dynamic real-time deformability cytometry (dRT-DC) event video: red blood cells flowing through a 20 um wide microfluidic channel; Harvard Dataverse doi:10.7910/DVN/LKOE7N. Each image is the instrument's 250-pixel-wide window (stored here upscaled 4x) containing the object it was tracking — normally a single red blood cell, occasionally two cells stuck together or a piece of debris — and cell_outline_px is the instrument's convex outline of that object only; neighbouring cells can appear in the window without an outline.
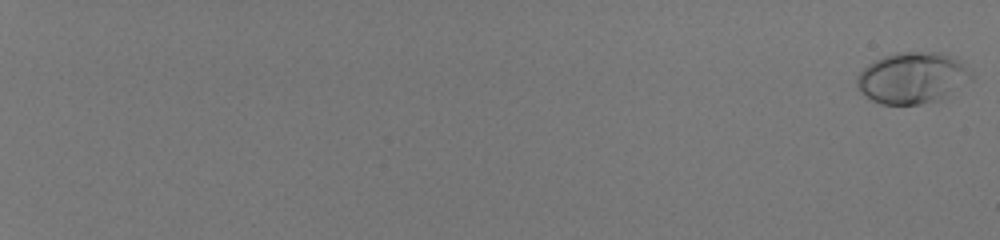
{"species": "human", "species_latin": "Homo sapiens", "temperature_condition": "room temperature", "stored_images_in_passage": 58, "camera_frame_rate_fps": 3000, "um_per_image_px": 0.085, "donor": {"sex": "male"}, "frame": {"image": 1, "passage_image": 1, "time_ms": 0.0, "image_size_px": [1000, 240], "cell_outline_px": [[972, 80], [948, 96], [940, 100], [920, 104], [880, 104], [872, 100], [860, 92], [856, 84], [856, 76], [868, 64], [884, 56], [896, 52], [940, 52], [952, 56], [960, 60], [972, 72]], "centroid_in_image_um": [77.58, 6.62], "position_along_channel_um": 7.4, "area_um2": 34.51}}
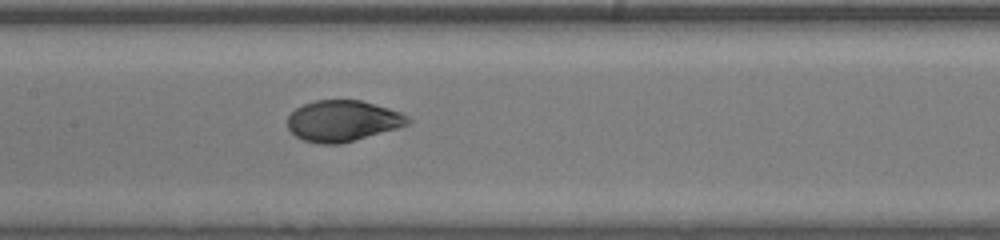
{"frame": {"image": 2, "passage_image": 36, "time_ms": 11.667, "image_size_px": [1000, 240], "cell_outline_px": [[412, 124], [400, 128], [340, 144], [320, 144], [304, 140], [296, 136], [288, 128], [288, 116], [296, 108], [304, 104], [316, 100], [360, 100], [388, 108], [400, 112], [408, 116], [412, 120]], "centroid_in_image_um": [29.17, 10.28], "position_along_channel_um": 178.2, "area_um2": 28.9}}
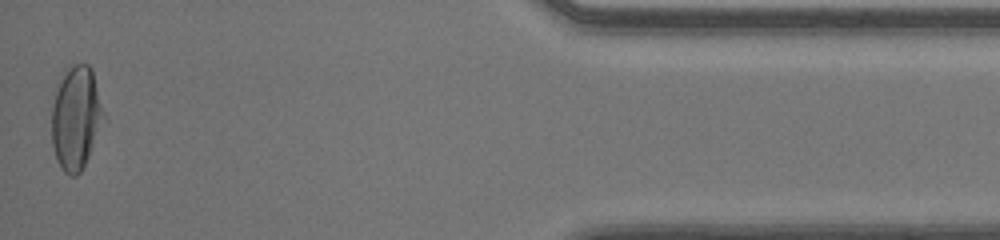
{"frame": {"image": 3, "passage_image": 58, "time_ms": 19.0, "image_size_px": [1000, 240], "cell_outline_px": [[108, 120], [80, 172], [76, 176], [68, 176], [64, 172], [56, 160], [52, 144], [52, 104], [64, 68], [72, 64], [88, 64], [92, 68]], "centroid_in_image_um": [6.51, 10.01], "position_along_channel_um": 428.7, "area_um2": 32.31}, "authors_computed_cell_mechanics": {"area_um2": 29.6225, "velocity_mm_per_s": 4.0933, "shape_relaxation_time_tau1_ms": 3.5547, "shape_relaxation_time_tau2_ms": null, "deformation_change_tau1": 0.1832, "deformation_change_tau2": null}}